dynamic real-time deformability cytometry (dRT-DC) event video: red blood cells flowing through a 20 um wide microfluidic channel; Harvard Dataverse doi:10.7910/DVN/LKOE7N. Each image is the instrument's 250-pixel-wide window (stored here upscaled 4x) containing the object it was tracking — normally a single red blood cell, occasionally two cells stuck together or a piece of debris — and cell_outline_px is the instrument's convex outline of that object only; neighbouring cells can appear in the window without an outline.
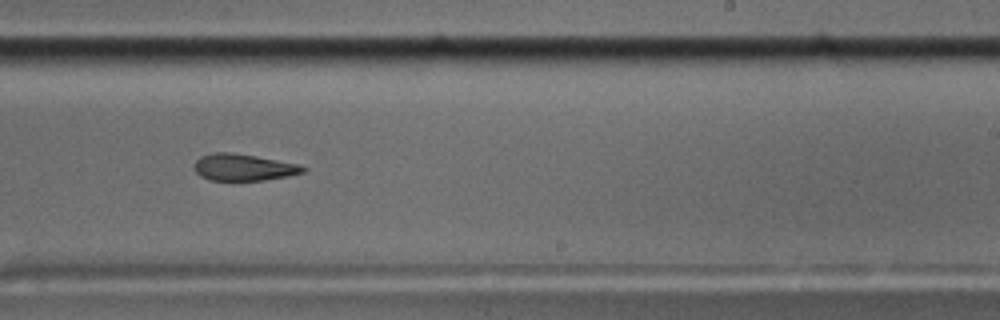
{"species": "common noctule bat (a hibernating species)", "species_latin": "Nyctalus noctula", "temperature_condition": "cold", "stored_images_in_passage": 40, "camera_frame_rate_fps": 3000, "um_per_image_px": 0.085, "animal": {"sex": "male", "body_mass_g": 17.5, "forearm_length_mm": 52.3}, "frame": {"image": 1, "passage_image": 23, "time_ms": 7.333, "image_size_px": [1000, 320], "cell_outline_px": [[308, 168], [304, 172], [288, 176], [264, 180], [208, 180], [200, 176], [196, 172], [192, 164], [200, 156], [212, 152], [232, 152], [256, 156], [300, 164]], "centroid_in_image_um": [20.68, 14.21], "position_along_channel_um": 268.3, "area_um2": 17.17}}